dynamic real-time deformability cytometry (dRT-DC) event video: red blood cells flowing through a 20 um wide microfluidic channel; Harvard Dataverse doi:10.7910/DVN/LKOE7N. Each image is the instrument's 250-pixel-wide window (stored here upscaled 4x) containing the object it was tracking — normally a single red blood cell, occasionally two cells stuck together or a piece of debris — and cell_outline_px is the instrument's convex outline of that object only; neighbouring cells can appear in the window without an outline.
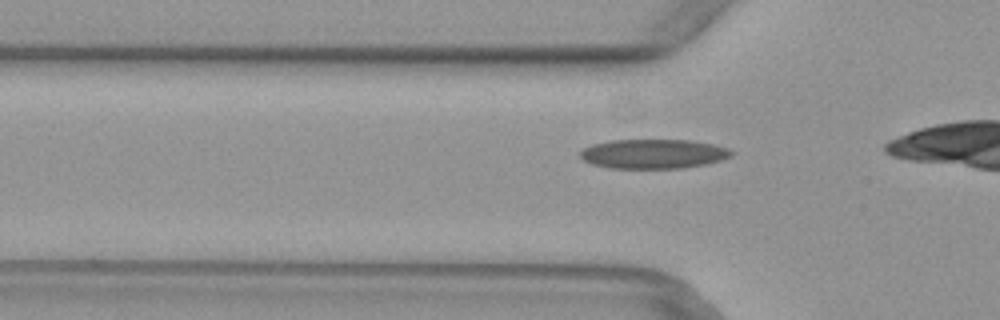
{"species": "common noctule bat (a hibernating species)", "species_latin": "Nyctalus noctula", "temperature_condition": "warm", "stored_images_in_passage": 29, "camera_frame_rate_fps": 3000, "um_per_image_px": 0.085, "animal": {"sex": "female", "body_mass_g": 29.2, "forearm_length_mm": 56.3}, "frame": {"image": 1, "passage_image": 14, "time_ms": 4.333, "image_size_px": [1000, 320], "cell_outline_px": [[736, 152], [732, 156], [708, 164], [684, 168], [608, 168], [592, 164], [584, 160], [580, 156], [580, 152], [584, 148], [592, 144], [608, 140], [692, 140], [712, 144], [728, 148]], "centroid_in_image_um": [55.56, 13.08], "position_along_channel_um": 70.2, "area_um2": 26.13}}
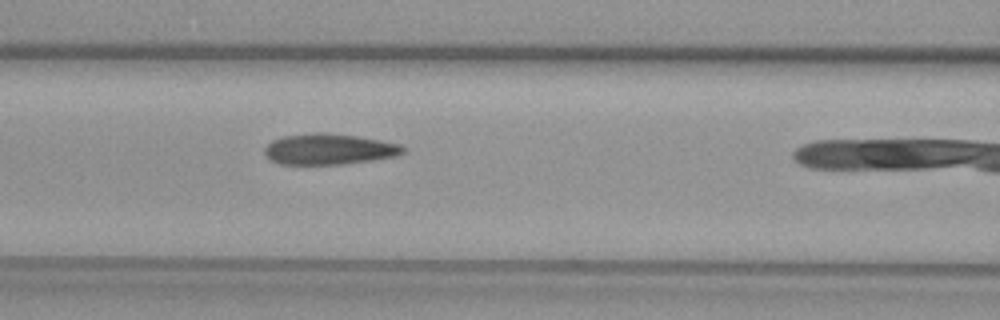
{"frame": {"image": 2, "passage_image": 19, "time_ms": 6.0, "image_size_px": [1000, 320], "cell_outline_px": [[404, 152], [396, 156], [372, 160], [344, 164], [280, 164], [268, 160], [264, 152], [264, 148], [272, 140], [284, 136], [312, 132], [324, 132], [356, 136], [380, 140], [400, 144], [404, 148]], "centroid_in_image_um": [27.93, 12.68], "position_along_channel_um": 138.7, "area_um2": 24.97}}
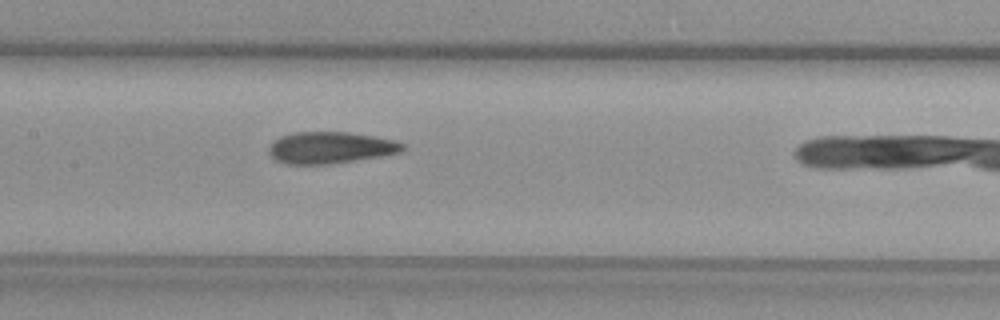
{"frame": {"image": 3, "passage_image": 22, "time_ms": 7.0, "image_size_px": [1000, 320], "cell_outline_px": [[404, 148], [400, 152], [380, 156], [328, 164], [284, 164], [276, 160], [268, 152], [268, 148], [272, 140], [280, 136], [292, 132], [348, 132], [372, 136], [392, 140], [404, 144]], "centroid_in_image_um": [28.0, 12.54], "position_along_channel_um": 179.4, "area_um2": 24.57}}